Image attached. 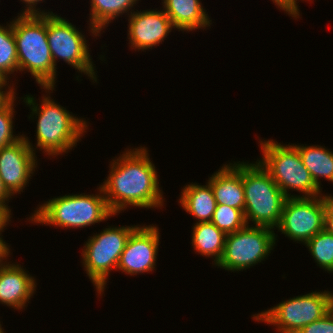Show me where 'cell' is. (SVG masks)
I'll return each mask as SVG.
<instances>
[{"label":"cell","instance_id":"cell-1","mask_svg":"<svg viewBox=\"0 0 333 333\" xmlns=\"http://www.w3.org/2000/svg\"><path fill=\"white\" fill-rule=\"evenodd\" d=\"M138 148L127 149L112 159L110 173L100 185L114 216L130 206L162 208L164 205L155 165L147 148Z\"/></svg>","mask_w":333,"mask_h":333},{"label":"cell","instance_id":"cell-2","mask_svg":"<svg viewBox=\"0 0 333 333\" xmlns=\"http://www.w3.org/2000/svg\"><path fill=\"white\" fill-rule=\"evenodd\" d=\"M25 96L23 101L32 110L29 119L34 115L36 118L38 116L36 149L44 150L45 154L56 157L77 146V142L81 141L80 137L89 126L85 118L74 116L47 94L43 95L40 106L35 103L36 100L32 95Z\"/></svg>","mask_w":333,"mask_h":333},{"label":"cell","instance_id":"cell-3","mask_svg":"<svg viewBox=\"0 0 333 333\" xmlns=\"http://www.w3.org/2000/svg\"><path fill=\"white\" fill-rule=\"evenodd\" d=\"M19 71H28L36 83L50 95L55 90L54 66L46 32V14L21 15L13 19Z\"/></svg>","mask_w":333,"mask_h":333},{"label":"cell","instance_id":"cell-4","mask_svg":"<svg viewBox=\"0 0 333 333\" xmlns=\"http://www.w3.org/2000/svg\"><path fill=\"white\" fill-rule=\"evenodd\" d=\"M99 194H69L49 199L38 205L28 219L31 223L58 226L60 228H84L109 219L110 210L102 188Z\"/></svg>","mask_w":333,"mask_h":333},{"label":"cell","instance_id":"cell-5","mask_svg":"<svg viewBox=\"0 0 333 333\" xmlns=\"http://www.w3.org/2000/svg\"><path fill=\"white\" fill-rule=\"evenodd\" d=\"M242 182L247 225L252 221L253 226L275 229L287 197L258 160L255 163L242 162Z\"/></svg>","mask_w":333,"mask_h":333},{"label":"cell","instance_id":"cell-6","mask_svg":"<svg viewBox=\"0 0 333 333\" xmlns=\"http://www.w3.org/2000/svg\"><path fill=\"white\" fill-rule=\"evenodd\" d=\"M260 145L263 154L258 161L287 198L322 195V189L315 184L294 144L281 145L272 139L260 140ZM289 189L303 195H291Z\"/></svg>","mask_w":333,"mask_h":333},{"label":"cell","instance_id":"cell-7","mask_svg":"<svg viewBox=\"0 0 333 333\" xmlns=\"http://www.w3.org/2000/svg\"><path fill=\"white\" fill-rule=\"evenodd\" d=\"M121 226L105 228L85 242L82 249V265L96 287L98 295L104 294L108 276L117 266L130 234L138 227Z\"/></svg>","mask_w":333,"mask_h":333},{"label":"cell","instance_id":"cell-8","mask_svg":"<svg viewBox=\"0 0 333 333\" xmlns=\"http://www.w3.org/2000/svg\"><path fill=\"white\" fill-rule=\"evenodd\" d=\"M333 309V293L311 292L282 301L276 306L253 315V320L276 326L279 333H298Z\"/></svg>","mask_w":333,"mask_h":333},{"label":"cell","instance_id":"cell-9","mask_svg":"<svg viewBox=\"0 0 333 333\" xmlns=\"http://www.w3.org/2000/svg\"><path fill=\"white\" fill-rule=\"evenodd\" d=\"M274 229L246 225L226 235L224 252L218 268L227 271H243L267 259L276 243Z\"/></svg>","mask_w":333,"mask_h":333},{"label":"cell","instance_id":"cell-10","mask_svg":"<svg viewBox=\"0 0 333 333\" xmlns=\"http://www.w3.org/2000/svg\"><path fill=\"white\" fill-rule=\"evenodd\" d=\"M46 32L54 66L58 59L97 82V73L85 36L70 21L53 13L46 14Z\"/></svg>","mask_w":333,"mask_h":333},{"label":"cell","instance_id":"cell-11","mask_svg":"<svg viewBox=\"0 0 333 333\" xmlns=\"http://www.w3.org/2000/svg\"><path fill=\"white\" fill-rule=\"evenodd\" d=\"M326 195L289 197L285 200L279 224L275 229L303 245L324 229Z\"/></svg>","mask_w":333,"mask_h":333},{"label":"cell","instance_id":"cell-12","mask_svg":"<svg viewBox=\"0 0 333 333\" xmlns=\"http://www.w3.org/2000/svg\"><path fill=\"white\" fill-rule=\"evenodd\" d=\"M35 152L33 144L25 135L0 149V177L13 196L27 187L34 174L38 162Z\"/></svg>","mask_w":333,"mask_h":333},{"label":"cell","instance_id":"cell-13","mask_svg":"<svg viewBox=\"0 0 333 333\" xmlns=\"http://www.w3.org/2000/svg\"><path fill=\"white\" fill-rule=\"evenodd\" d=\"M159 237L158 226L139 225L130 234L117 269L131 276L152 272L156 266Z\"/></svg>","mask_w":333,"mask_h":333},{"label":"cell","instance_id":"cell-14","mask_svg":"<svg viewBox=\"0 0 333 333\" xmlns=\"http://www.w3.org/2000/svg\"><path fill=\"white\" fill-rule=\"evenodd\" d=\"M128 39L130 48L136 50H149L153 46L162 44L169 35L173 24L165 11L144 10L133 11L128 17Z\"/></svg>","mask_w":333,"mask_h":333},{"label":"cell","instance_id":"cell-15","mask_svg":"<svg viewBox=\"0 0 333 333\" xmlns=\"http://www.w3.org/2000/svg\"><path fill=\"white\" fill-rule=\"evenodd\" d=\"M36 279L20 264L0 263V303L21 310L36 291Z\"/></svg>","mask_w":333,"mask_h":333},{"label":"cell","instance_id":"cell-16","mask_svg":"<svg viewBox=\"0 0 333 333\" xmlns=\"http://www.w3.org/2000/svg\"><path fill=\"white\" fill-rule=\"evenodd\" d=\"M217 204L240 209L244 212L245 195L242 182V162L224 164L208 179Z\"/></svg>","mask_w":333,"mask_h":333},{"label":"cell","instance_id":"cell-17","mask_svg":"<svg viewBox=\"0 0 333 333\" xmlns=\"http://www.w3.org/2000/svg\"><path fill=\"white\" fill-rule=\"evenodd\" d=\"M163 10L179 31H193L212 23L200 0H162Z\"/></svg>","mask_w":333,"mask_h":333},{"label":"cell","instance_id":"cell-18","mask_svg":"<svg viewBox=\"0 0 333 333\" xmlns=\"http://www.w3.org/2000/svg\"><path fill=\"white\" fill-rule=\"evenodd\" d=\"M206 184L192 182L184 186L179 198L180 205L198 220L196 222H211L217 206L212 187L208 182Z\"/></svg>","mask_w":333,"mask_h":333},{"label":"cell","instance_id":"cell-19","mask_svg":"<svg viewBox=\"0 0 333 333\" xmlns=\"http://www.w3.org/2000/svg\"><path fill=\"white\" fill-rule=\"evenodd\" d=\"M192 229L193 250L205 257L214 256L213 264L217 265L224 252L226 234L212 222H197Z\"/></svg>","mask_w":333,"mask_h":333},{"label":"cell","instance_id":"cell-20","mask_svg":"<svg viewBox=\"0 0 333 333\" xmlns=\"http://www.w3.org/2000/svg\"><path fill=\"white\" fill-rule=\"evenodd\" d=\"M139 0H91L90 8V31L93 35L97 37L101 35V31L108 27L109 22L119 18L120 15L127 13L130 15L133 6ZM131 9V11H130ZM130 11V12H129ZM130 13V14H129ZM100 34V35H99Z\"/></svg>","mask_w":333,"mask_h":333},{"label":"cell","instance_id":"cell-21","mask_svg":"<svg viewBox=\"0 0 333 333\" xmlns=\"http://www.w3.org/2000/svg\"><path fill=\"white\" fill-rule=\"evenodd\" d=\"M315 184L321 189L320 178L333 183V151L323 146L294 145Z\"/></svg>","mask_w":333,"mask_h":333},{"label":"cell","instance_id":"cell-22","mask_svg":"<svg viewBox=\"0 0 333 333\" xmlns=\"http://www.w3.org/2000/svg\"><path fill=\"white\" fill-rule=\"evenodd\" d=\"M18 56L13 32V20L7 26L0 25V74L9 80V75L18 72Z\"/></svg>","mask_w":333,"mask_h":333},{"label":"cell","instance_id":"cell-23","mask_svg":"<svg viewBox=\"0 0 333 333\" xmlns=\"http://www.w3.org/2000/svg\"><path fill=\"white\" fill-rule=\"evenodd\" d=\"M304 245L307 246L309 252L313 256L317 266L333 273V235L325 229L317 233L308 240Z\"/></svg>","mask_w":333,"mask_h":333},{"label":"cell","instance_id":"cell-24","mask_svg":"<svg viewBox=\"0 0 333 333\" xmlns=\"http://www.w3.org/2000/svg\"><path fill=\"white\" fill-rule=\"evenodd\" d=\"M211 222L226 235L234 233L247 225L242 210L223 204H217Z\"/></svg>","mask_w":333,"mask_h":333},{"label":"cell","instance_id":"cell-25","mask_svg":"<svg viewBox=\"0 0 333 333\" xmlns=\"http://www.w3.org/2000/svg\"><path fill=\"white\" fill-rule=\"evenodd\" d=\"M14 96L4 107L0 109V149L9 146L23 137L22 135L13 134V118H14Z\"/></svg>","mask_w":333,"mask_h":333},{"label":"cell","instance_id":"cell-26","mask_svg":"<svg viewBox=\"0 0 333 333\" xmlns=\"http://www.w3.org/2000/svg\"><path fill=\"white\" fill-rule=\"evenodd\" d=\"M298 333H333V309L323 318L303 327Z\"/></svg>","mask_w":333,"mask_h":333},{"label":"cell","instance_id":"cell-27","mask_svg":"<svg viewBox=\"0 0 333 333\" xmlns=\"http://www.w3.org/2000/svg\"><path fill=\"white\" fill-rule=\"evenodd\" d=\"M324 229L333 235V196L326 194V208L324 212Z\"/></svg>","mask_w":333,"mask_h":333},{"label":"cell","instance_id":"cell-28","mask_svg":"<svg viewBox=\"0 0 333 333\" xmlns=\"http://www.w3.org/2000/svg\"><path fill=\"white\" fill-rule=\"evenodd\" d=\"M22 1L26 6L23 11L21 10V15H44V14H53V12H48L45 10H39L40 8H37L36 5L39 3H41L44 0H20ZM37 8V9H36ZM39 10V11H38Z\"/></svg>","mask_w":333,"mask_h":333},{"label":"cell","instance_id":"cell-29","mask_svg":"<svg viewBox=\"0 0 333 333\" xmlns=\"http://www.w3.org/2000/svg\"><path fill=\"white\" fill-rule=\"evenodd\" d=\"M7 82H9V81L6 80L5 82L0 83V109L2 107H4L16 94L15 88L13 87L14 84L11 87L9 85V83H7ZM6 86H8L9 88L7 89ZM2 90H6V91H2Z\"/></svg>","mask_w":333,"mask_h":333},{"label":"cell","instance_id":"cell-30","mask_svg":"<svg viewBox=\"0 0 333 333\" xmlns=\"http://www.w3.org/2000/svg\"><path fill=\"white\" fill-rule=\"evenodd\" d=\"M304 1V0H303ZM310 1V0H307ZM312 1V0H311ZM297 0H286V12L288 15L294 18H299L300 10L298 9Z\"/></svg>","mask_w":333,"mask_h":333},{"label":"cell","instance_id":"cell-31","mask_svg":"<svg viewBox=\"0 0 333 333\" xmlns=\"http://www.w3.org/2000/svg\"><path fill=\"white\" fill-rule=\"evenodd\" d=\"M11 196H13V195L7 190V188L5 187L3 181L0 177V203L3 204L10 212H11V209L9 208L7 201H9V199L12 198Z\"/></svg>","mask_w":333,"mask_h":333},{"label":"cell","instance_id":"cell-32","mask_svg":"<svg viewBox=\"0 0 333 333\" xmlns=\"http://www.w3.org/2000/svg\"><path fill=\"white\" fill-rule=\"evenodd\" d=\"M11 212L0 203V229H4L11 221Z\"/></svg>","mask_w":333,"mask_h":333},{"label":"cell","instance_id":"cell-33","mask_svg":"<svg viewBox=\"0 0 333 333\" xmlns=\"http://www.w3.org/2000/svg\"><path fill=\"white\" fill-rule=\"evenodd\" d=\"M4 230L0 229V263L4 262L7 257L10 255V249L8 244L3 240L2 233Z\"/></svg>","mask_w":333,"mask_h":333},{"label":"cell","instance_id":"cell-34","mask_svg":"<svg viewBox=\"0 0 333 333\" xmlns=\"http://www.w3.org/2000/svg\"><path fill=\"white\" fill-rule=\"evenodd\" d=\"M272 1L278 8L286 12V0H272Z\"/></svg>","mask_w":333,"mask_h":333},{"label":"cell","instance_id":"cell-35","mask_svg":"<svg viewBox=\"0 0 333 333\" xmlns=\"http://www.w3.org/2000/svg\"><path fill=\"white\" fill-rule=\"evenodd\" d=\"M5 81H6V79L0 74V83H3Z\"/></svg>","mask_w":333,"mask_h":333},{"label":"cell","instance_id":"cell-36","mask_svg":"<svg viewBox=\"0 0 333 333\" xmlns=\"http://www.w3.org/2000/svg\"><path fill=\"white\" fill-rule=\"evenodd\" d=\"M0 323H1V322H0ZM3 330H4V329L2 328V326H1V324H0V333H5Z\"/></svg>","mask_w":333,"mask_h":333}]
</instances>
